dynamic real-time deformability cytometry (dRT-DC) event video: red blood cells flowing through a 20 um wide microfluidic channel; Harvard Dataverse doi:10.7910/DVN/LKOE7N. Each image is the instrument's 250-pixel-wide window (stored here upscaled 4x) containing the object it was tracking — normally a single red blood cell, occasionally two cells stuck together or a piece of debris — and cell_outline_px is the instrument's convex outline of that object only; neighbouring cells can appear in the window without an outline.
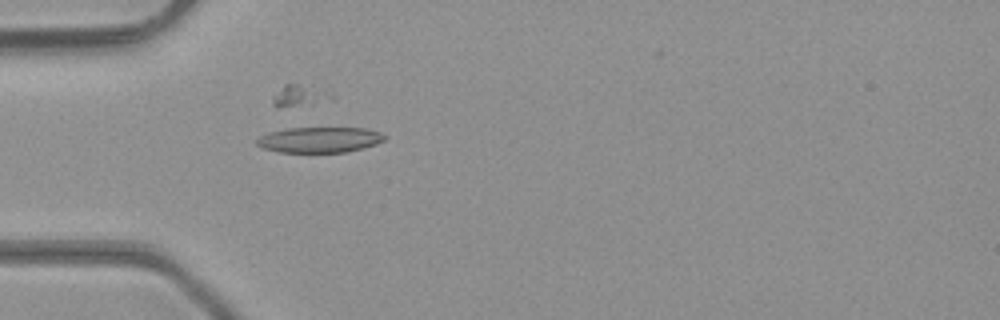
{"species": "common noctule bat (a hibernating species)", "species_latin": "Nyctalus noctula", "temperature_condition": "room temperature", "stored_images_in_passage": 1, "camera_frame_rate_fps": 3000, "um_per_image_px": 0.085, "animal": {"sex": "male", "body_mass_g": 23.1, "forearm_length_mm": 52.7}, "frame": {"image": 1, "passage_image": 1, "time_ms": 0.0, "image_size_px": [1000, 320], "cell_outline_px": [[388, 136], [384, 140], [376, 144], [348, 152], [280, 152], [264, 148], [256, 144], [256, 140], [260, 136], [268, 132], [288, 128], [364, 128], [380, 132]], "centroid_in_image_um": [27.18, 11.88], "position_along_channel_um": 57.8, "area_um2": 19.02}}